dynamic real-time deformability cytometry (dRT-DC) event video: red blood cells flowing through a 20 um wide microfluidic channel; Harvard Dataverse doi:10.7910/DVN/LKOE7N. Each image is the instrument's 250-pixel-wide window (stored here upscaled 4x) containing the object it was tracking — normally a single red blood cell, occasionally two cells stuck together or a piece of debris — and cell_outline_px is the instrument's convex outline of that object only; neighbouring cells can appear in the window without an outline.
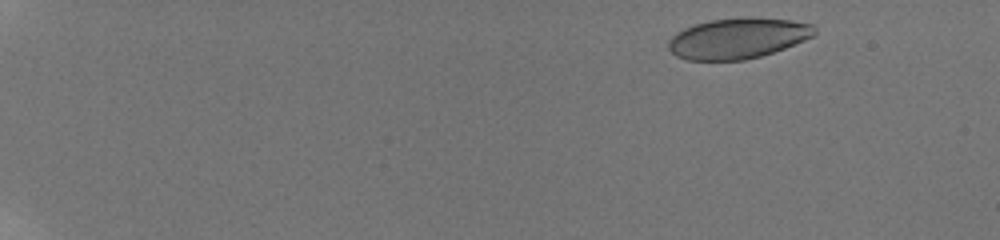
{"species": "human", "species_latin": "Homo sapiens", "temperature_condition": "room temperature", "stored_images_in_passage": 26, "camera_frame_rate_fps": 3000, "um_per_image_px": 0.085, "donor": {"sex": "male"}, "frame": {"image": 1, "passage_image": 4, "time_ms": 1.333, "image_size_px": [1000, 240], "cell_outline_px": [[816, 36], [784, 48], [760, 56], [744, 60], [688, 60], [676, 56], [668, 48], [668, 40], [676, 32], [684, 28], [708, 20], [744, 16], [792, 20], [816, 24]], "centroid_in_image_um": [62.75, 3.23], "position_along_channel_um": 22.3, "area_um2": 35.03}}
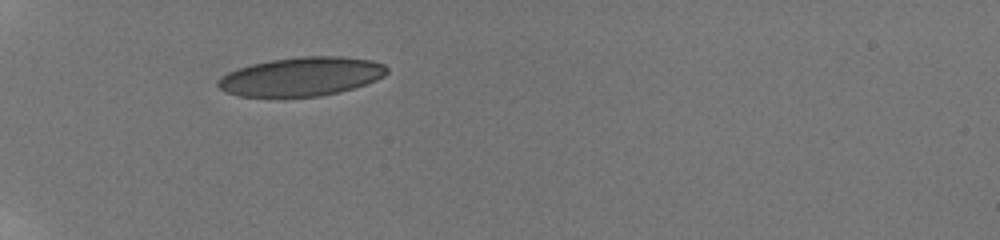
{"frame": {"image": 2, "passage_image": 18, "time_ms": 6.0, "image_size_px": [1000, 240], "cell_outline_px": [[388, 72], [384, 76], [376, 80], [340, 92], [320, 96], [240, 96], [224, 92], [216, 84], [216, 80], [228, 72], [252, 64], [268, 60], [300, 56], [340, 56], [372, 60], [384, 64], [388, 68]], "centroid_in_image_um": [25.62, 6.5], "position_along_channel_um": 59.4, "area_um2": 38.21}}
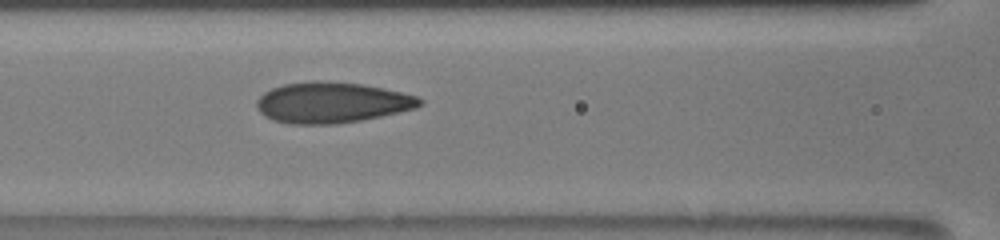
{"frame": {"image": 3, "passage_image": 26, "time_ms": 8.667, "image_size_px": [1000, 240], "cell_outline_px": [[424, 104], [416, 108], [380, 116], [360, 120], [336, 124], [288, 124], [272, 120], [264, 116], [256, 108], [256, 100], [264, 92], [272, 88], [284, 84], [312, 80], [320, 80], [364, 84], [384, 88], [416, 96], [424, 100]], "centroid_in_image_um": [28.18, 8.71], "position_along_channel_um": 138.4, "area_um2": 39.02}}